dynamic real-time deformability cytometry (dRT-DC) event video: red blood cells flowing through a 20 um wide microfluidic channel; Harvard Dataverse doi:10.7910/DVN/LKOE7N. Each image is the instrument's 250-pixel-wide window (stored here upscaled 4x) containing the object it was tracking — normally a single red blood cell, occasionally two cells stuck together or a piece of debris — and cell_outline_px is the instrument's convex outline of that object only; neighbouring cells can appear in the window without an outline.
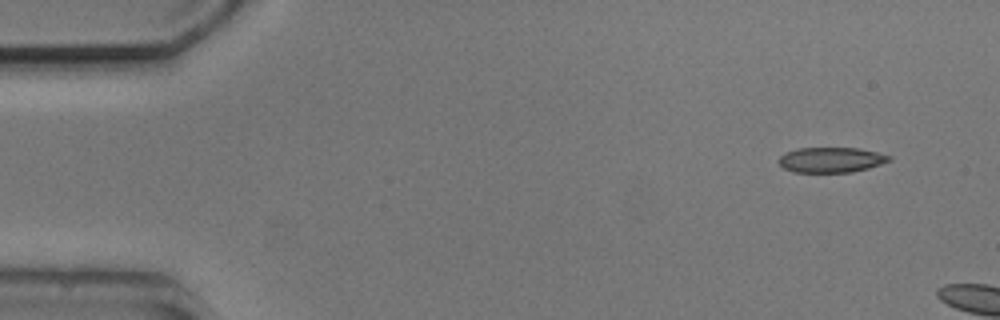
{"species": "common noctule bat (a hibernating species)", "species_latin": "Nyctalus noctula", "temperature_condition": "cold", "stored_images_in_passage": 3, "camera_frame_rate_fps": 3000, "um_per_image_px": 0.085, "animal": {"sex": "male", "body_mass_g": 20.5, "forearm_length_mm": 52.5}, "frame": {"image": 1, "passage_image": 1, "time_ms": 0.0, "image_size_px": [1000, 320], "cell_outline_px": [[892, 160], [868, 168], [852, 172], [792, 172], [784, 168], [780, 164], [780, 156], [784, 152], [796, 148], [860, 148], [892, 156]], "centroid_in_image_um": [70.65, 13.58], "position_along_channel_um": 14.4, "area_um2": 16.24}}